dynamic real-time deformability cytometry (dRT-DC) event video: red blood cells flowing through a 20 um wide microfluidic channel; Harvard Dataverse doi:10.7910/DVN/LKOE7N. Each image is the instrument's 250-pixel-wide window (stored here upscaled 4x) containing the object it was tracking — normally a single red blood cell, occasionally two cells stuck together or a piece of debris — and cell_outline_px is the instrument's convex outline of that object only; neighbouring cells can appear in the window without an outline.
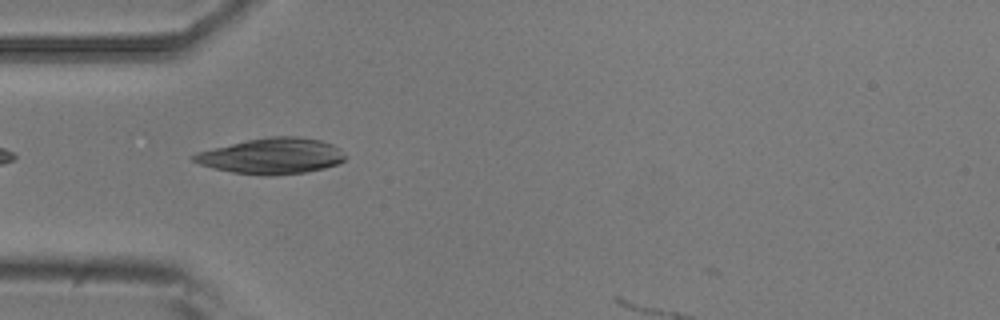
{"species": "common noctule bat (a hibernating species)", "species_latin": "Nyctalus noctula", "temperature_condition": "room temperature", "stored_images_in_passage": 2, "camera_frame_rate_fps": 3000, "um_per_image_px": 0.085, "animal": {"sex": "male", "body_mass_g": 20.5, "forearm_length_mm": 52.5}, "frame": {"image": 1, "passage_image": 1, "time_ms": 0.0, "image_size_px": [1000, 320], "cell_outline_px": [[348, 156], [344, 160], [336, 164], [324, 168], [304, 172], [268, 176], [264, 176], [232, 172], [212, 168], [200, 164], [192, 160], [192, 156], [196, 152], [248, 140], [268, 136], [296, 136], [320, 140], [332, 144], [340, 148]], "centroid_in_image_um": [23.12, 13.26], "position_along_channel_um": 61.9, "area_um2": 31.56}}
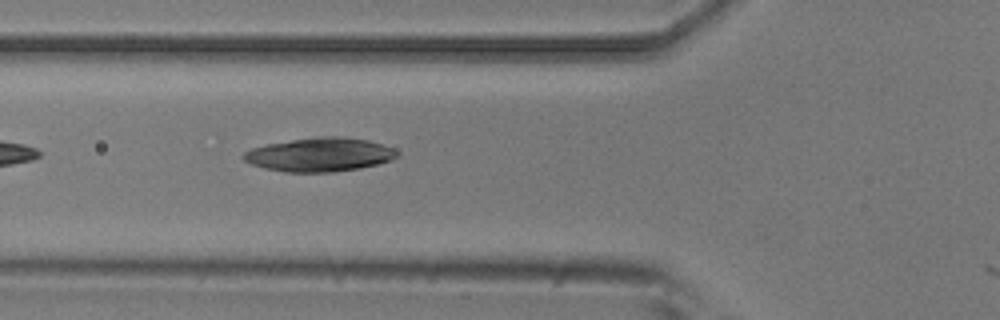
{"frame": {"image": 2, "passage_image": 2, "time_ms": 0.333, "image_size_px": [1000, 320], "cell_outline_px": [[400, 156], [392, 160], [360, 168], [336, 172], [284, 172], [264, 168], [252, 164], [244, 160], [240, 156], [244, 152], [252, 148], [268, 144], [292, 140], [320, 136], [344, 136], [368, 140], [392, 148], [400, 152]], "centroid_in_image_um": [27.19, 13.15], "position_along_channel_um": 98.6, "area_um2": 30.35}}